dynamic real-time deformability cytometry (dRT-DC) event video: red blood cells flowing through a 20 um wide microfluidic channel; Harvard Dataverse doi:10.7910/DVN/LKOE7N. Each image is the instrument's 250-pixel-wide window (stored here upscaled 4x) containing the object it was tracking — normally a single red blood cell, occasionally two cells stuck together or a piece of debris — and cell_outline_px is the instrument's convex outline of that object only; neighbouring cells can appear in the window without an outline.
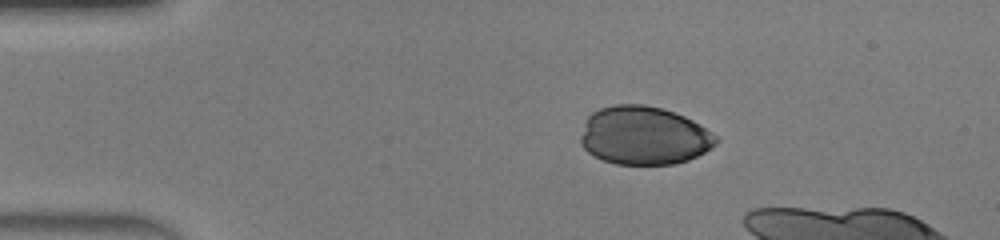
{"species": "human", "species_latin": "Homo sapiens", "temperature_condition": "warm", "stored_images_in_passage": 33, "camera_frame_rate_fps": 3000, "um_per_image_px": 0.085, "donor": {"sex": "male"}, "frame": {"image": 1, "passage_image": 1, "time_ms": 0.0, "image_size_px": [1000, 240], "cell_outline_px": [[720, 140], [716, 144], [704, 152], [688, 160], [676, 164], [616, 164], [604, 160], [588, 152], [580, 144], [580, 136], [584, 124], [588, 116], [592, 112], [600, 108], [616, 104], [644, 104], [660, 108], [684, 116], [700, 124], [712, 132]], "centroid_in_image_um": [54.73, 11.52], "position_along_channel_um": 30.3, "area_um2": 46.07}}
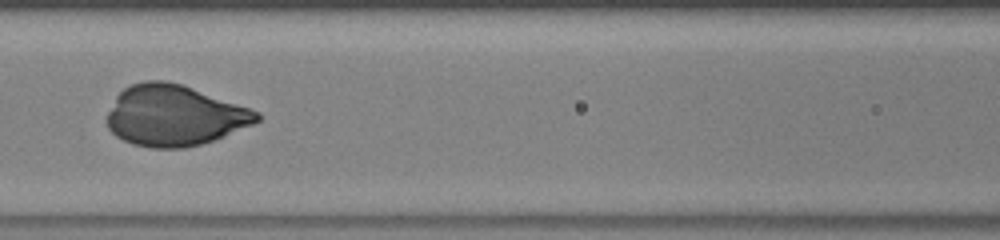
{"frame": {"image": 2, "passage_image": 14, "time_ms": 4.333, "image_size_px": [1000, 240], "cell_outline_px": [[260, 120], [252, 124], [224, 136], [200, 144], [184, 148], [152, 148], [132, 144], [116, 136], [108, 128], [108, 112], [116, 96], [124, 88], [132, 84], [144, 80], [164, 80], [184, 84], [260, 112]], "centroid_in_image_um": [14.81, 9.81], "position_along_channel_um": 151.8, "area_um2": 53.0}}
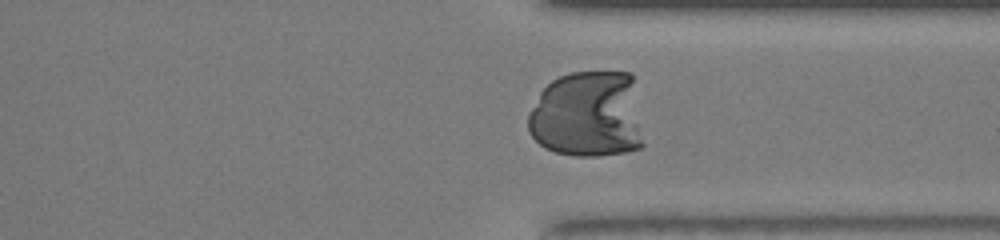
{"frame": {"image": 3, "passage_image": 29, "time_ms": 9.333, "image_size_px": [1000, 240], "cell_outline_px": [[644, 144], [640, 148], [624, 152], [596, 156], [576, 156], [556, 152], [544, 148], [528, 132], [528, 112], [540, 92], [552, 80], [560, 76], [572, 72], [632, 72]], "centroid_in_image_um": [49.94, 9.75], "position_along_channel_um": 361.5, "area_um2": 58.9}}